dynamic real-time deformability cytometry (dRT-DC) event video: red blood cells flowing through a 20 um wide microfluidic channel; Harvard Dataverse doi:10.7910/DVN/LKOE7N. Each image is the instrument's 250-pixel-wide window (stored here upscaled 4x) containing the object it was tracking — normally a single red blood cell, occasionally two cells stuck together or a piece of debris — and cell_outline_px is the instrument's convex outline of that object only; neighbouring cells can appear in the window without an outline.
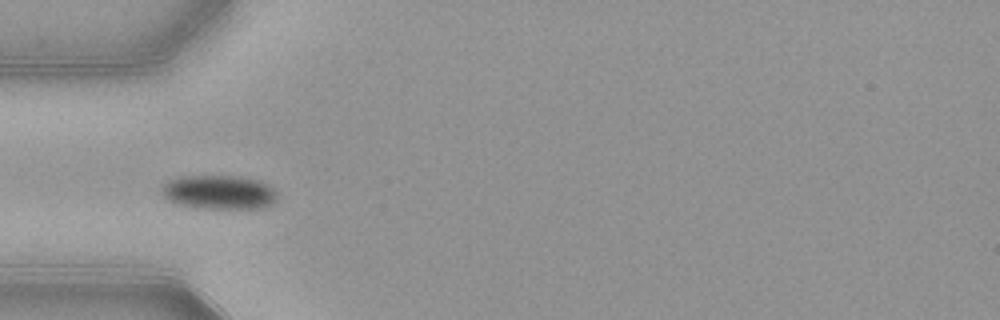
{"species": "common noctule bat (a hibernating species)", "species_latin": "Nyctalus noctula", "temperature_condition": "warm", "stored_images_in_passage": 37, "camera_frame_rate_fps": 3000, "um_per_image_px": 0.085, "animal": {"sex": "female", "body_mass_g": 21.9}, "frame": {"image": 1, "passage_image": 1, "time_ms": 0.0, "image_size_px": [1000, 320], "cell_outline_px": [[276, 200], [272, 204], [260, 208], [208, 208], [176, 204], [168, 200], [160, 192], [164, 184], [168, 180], [180, 176], [232, 176], [256, 180], [268, 184], [276, 192]], "centroid_in_image_um": [18.59, 16.33], "position_along_channel_um": 66.4, "area_um2": 22.72}}
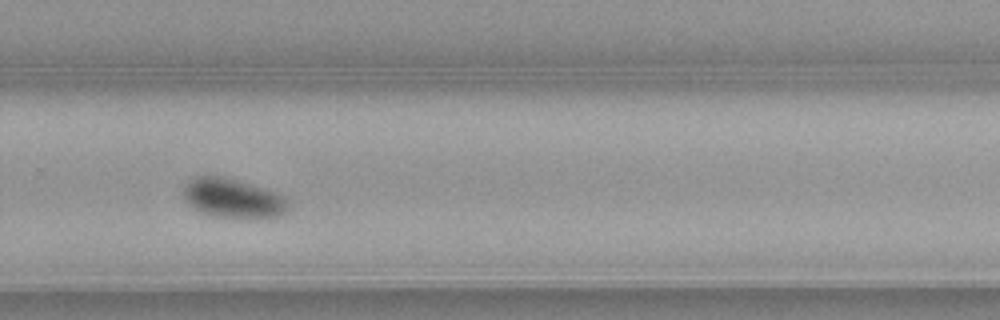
{"frame": {"image": 2, "passage_image": 20, "time_ms": 6.333, "image_size_px": [1000, 320], "cell_outline_px": [[292, 208], [276, 216], [256, 220], [216, 216], [200, 212], [192, 208], [184, 200], [184, 184], [196, 176], [220, 176], [236, 180], [264, 188], [284, 196], [288, 200]], "centroid_in_image_um": [19.82, 16.88], "position_along_channel_um": 310.0, "area_um2": 24.39}}
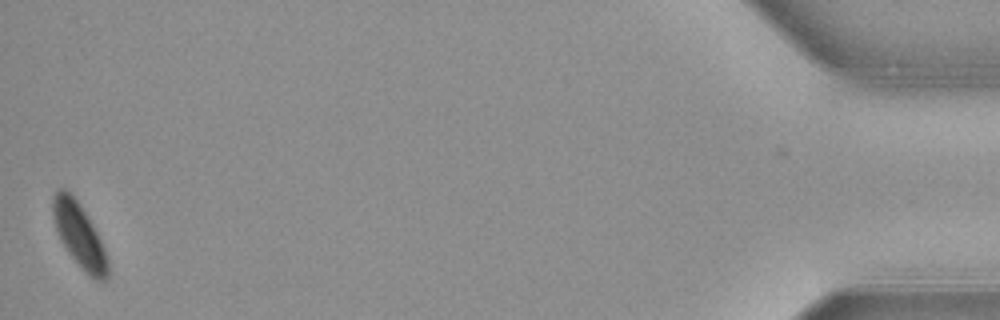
{"frame": {"image": 3, "passage_image": 37, "time_ms": 12.0, "image_size_px": [1000, 320], "cell_outline_px": [[108, 276], [104, 280], [96, 280], [88, 276], [84, 272], [68, 252], [60, 240], [56, 228], [52, 212], [52, 196], [56, 188], [64, 188], [76, 200], [88, 216], [104, 248], [108, 260]], "centroid_in_image_um": [6.72, 20.0], "position_along_channel_um": 428.5, "area_um2": 20.4}, "authors_computed_cell_mechanics": {"area_um2": 23.987, "velocity_mm_per_s": 3.834, "shape_relaxation_time_tau1_ms": 1.4881, "shape_relaxation_time_tau2_ms": null, "deformation_change_tau1": 0.068, "deformation_change_tau2": null}}